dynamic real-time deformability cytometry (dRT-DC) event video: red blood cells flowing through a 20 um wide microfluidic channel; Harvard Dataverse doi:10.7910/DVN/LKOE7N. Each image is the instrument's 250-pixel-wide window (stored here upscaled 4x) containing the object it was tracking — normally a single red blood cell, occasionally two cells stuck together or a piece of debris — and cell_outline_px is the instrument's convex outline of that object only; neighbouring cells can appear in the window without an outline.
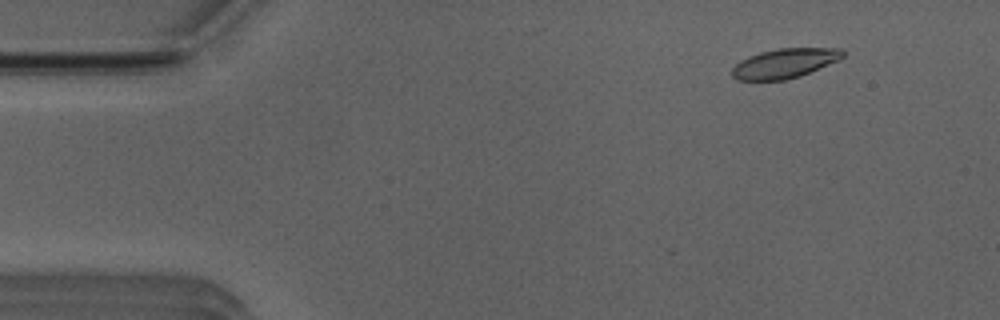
{"species": "Egyptian fruit bat (a non-hibernating species)", "species_latin": "Rousettus aegyptiacus", "temperature_condition": "room temperature", "stored_images_in_passage": 19, "camera_frame_rate_fps": 3000, "um_per_image_px": 0.085, "animal": {"sex": "male"}, "frame": {"image": 1, "passage_image": 6, "time_ms": 1.667, "image_size_px": [1000, 320], "cell_outline_px": [[844, 56], [840, 60], [800, 76], [784, 80], [736, 80], [732, 76], [732, 68], [740, 60], [748, 56], [760, 52], [776, 48], [840, 48], [844, 52]], "centroid_in_image_um": [66.69, 5.38], "position_along_channel_um": 18.3, "area_um2": 19.19}}